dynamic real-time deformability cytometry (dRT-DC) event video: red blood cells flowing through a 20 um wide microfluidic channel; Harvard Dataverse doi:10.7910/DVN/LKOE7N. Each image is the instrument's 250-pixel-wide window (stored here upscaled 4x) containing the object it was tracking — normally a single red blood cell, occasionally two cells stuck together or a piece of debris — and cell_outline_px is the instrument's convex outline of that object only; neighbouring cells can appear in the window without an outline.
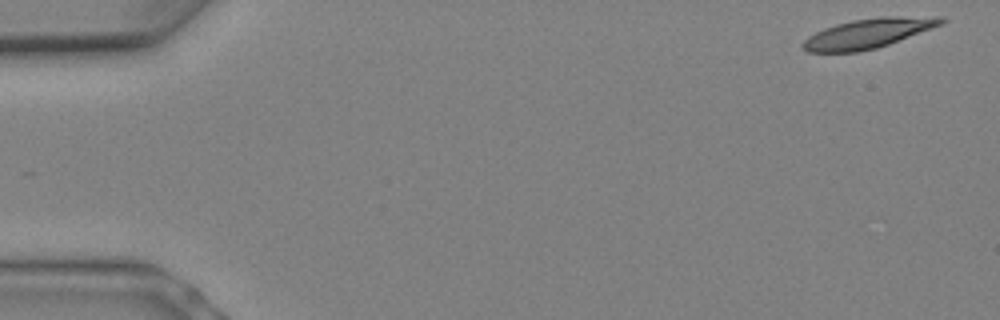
{"species": "Egyptian fruit bat (a non-hibernating species)", "species_latin": "Rousettus aegyptiacus", "temperature_condition": "warm", "stored_images_in_passage": 8, "camera_frame_rate_fps": 3000, "um_per_image_px": 0.085, "animal": {"sex": "female"}, "frame": {"image": 1, "passage_image": 1, "time_ms": 0.0, "image_size_px": [1000, 320], "cell_outline_px": [[948, 20], [944, 24], [888, 44], [876, 48], [860, 52], [808, 52], [800, 44], [808, 36], [824, 28], [836, 24], [852, 20], [880, 16], [944, 16]], "centroid_in_image_um": [73.84, 2.82], "position_along_channel_um": 11.2, "area_um2": 24.1}}
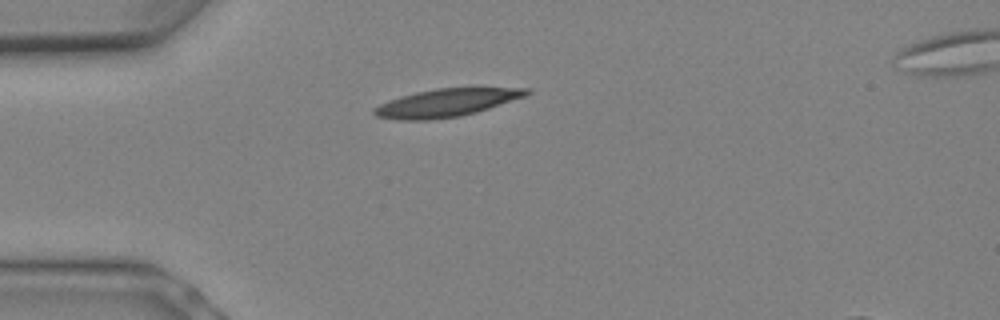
{"frame": {"image": 2, "passage_image": 6, "time_ms": 1.667, "image_size_px": [1000, 320], "cell_outline_px": [[532, 92], [524, 96], [476, 112], [460, 116], [428, 120], [400, 120], [376, 116], [372, 112], [372, 108], [388, 100], [400, 96], [416, 92], [436, 88], [528, 88]], "centroid_in_image_um": [37.88, 8.74], "position_along_channel_um": 47.1, "area_um2": 24.51}}
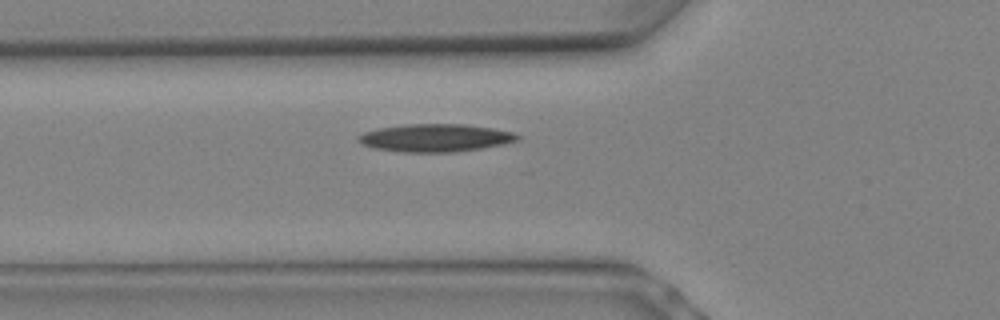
{"frame": {"image": 3, "passage_image": 8, "time_ms": 2.333, "image_size_px": [1000, 320], "cell_outline_px": [[520, 140], [504, 144], [456, 152], [400, 152], [372, 148], [360, 144], [356, 140], [356, 136], [364, 132], [376, 128], [404, 124], [464, 124], [492, 128], [512, 132], [520, 136]], "centroid_in_image_um": [36.94, 11.72], "position_along_channel_um": 88.9, "area_um2": 26.07}}